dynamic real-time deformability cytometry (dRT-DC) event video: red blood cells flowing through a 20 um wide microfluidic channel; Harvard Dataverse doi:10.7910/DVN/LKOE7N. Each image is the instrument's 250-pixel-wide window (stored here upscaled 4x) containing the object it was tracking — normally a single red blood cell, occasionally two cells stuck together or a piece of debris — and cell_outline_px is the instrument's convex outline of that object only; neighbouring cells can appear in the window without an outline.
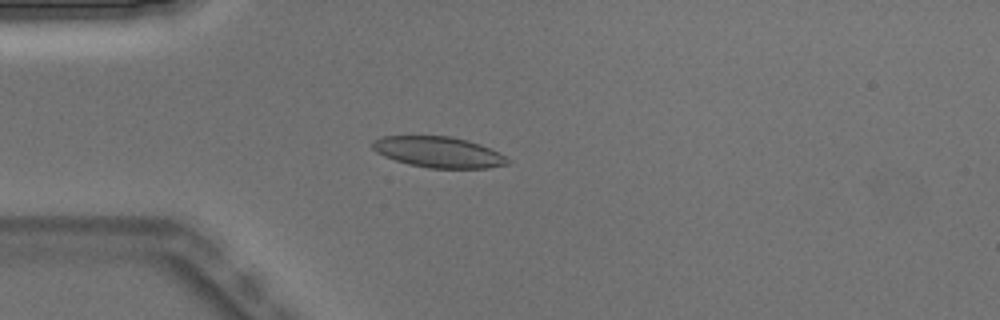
{"species": "Egyptian fruit bat (a non-hibernating species)", "species_latin": "Rousettus aegyptiacus", "temperature_condition": "warm", "stored_images_in_passage": 4, "camera_frame_rate_fps": 3000, "um_per_image_px": 0.085, "animal": {"sex": "male"}, "frame": {"image": 1, "passage_image": 3, "time_ms": 0.667, "image_size_px": [1000, 320], "cell_outline_px": [[508, 164], [488, 168], [428, 168], [408, 164], [384, 156], [376, 152], [372, 148], [372, 140], [380, 136], [452, 136], [468, 140], [480, 144], [504, 156], [508, 160]], "centroid_in_image_um": [37.22, 12.92], "position_along_channel_um": 47.8, "area_um2": 24.22}}